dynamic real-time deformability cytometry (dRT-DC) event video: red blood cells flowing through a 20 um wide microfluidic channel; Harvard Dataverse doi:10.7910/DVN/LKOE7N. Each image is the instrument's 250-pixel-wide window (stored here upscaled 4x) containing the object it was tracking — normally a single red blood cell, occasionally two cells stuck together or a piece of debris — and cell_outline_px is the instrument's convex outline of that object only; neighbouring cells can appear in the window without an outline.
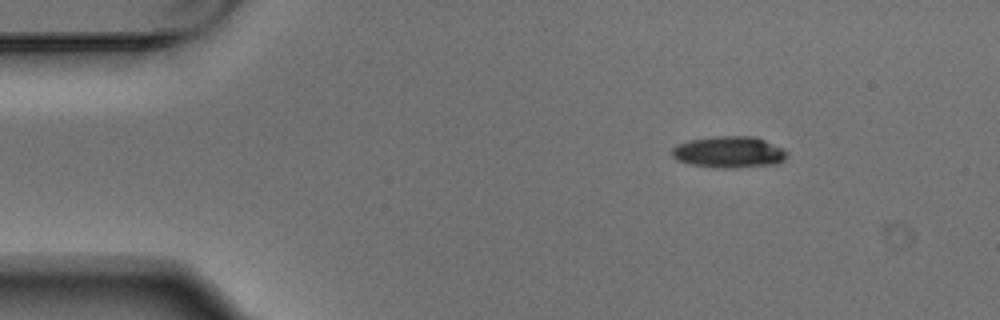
{"species": "Egyptian fruit bat (a non-hibernating species)", "species_latin": "Rousettus aegyptiacus", "temperature_condition": "warm", "stored_images_in_passage": 4, "segment_of_instrument_passage": [1, 2], "camera_frame_rate_fps": 3000, "um_per_image_px": 0.085, "animal": {"sex": "male"}, "frame": {"image": 1, "passage_image": 1, "time_ms": 0.0, "image_size_px": [1000, 320], "cell_outline_px": [[788, 156], [784, 160], [776, 164], [732, 168], [724, 168], [688, 164], [676, 160], [672, 156], [672, 148], [676, 144], [688, 140], [716, 136], [756, 136], [788, 152]], "centroid_in_image_um": [61.93, 12.92], "position_along_channel_um": 23.1, "area_um2": 21.15}}